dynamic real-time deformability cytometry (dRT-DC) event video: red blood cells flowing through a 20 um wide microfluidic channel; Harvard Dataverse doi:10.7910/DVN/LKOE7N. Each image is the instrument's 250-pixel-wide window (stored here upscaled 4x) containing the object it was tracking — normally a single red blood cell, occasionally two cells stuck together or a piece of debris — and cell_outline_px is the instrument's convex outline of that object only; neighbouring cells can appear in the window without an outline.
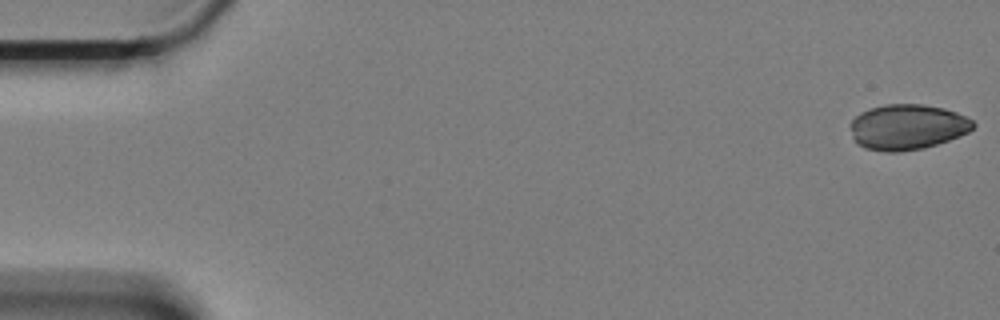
{"species": "Egyptian fruit bat (a non-hibernating species)", "species_latin": "Rousettus aegyptiacus", "temperature_condition": "cold", "stored_images_in_passage": 34, "camera_frame_rate_fps": 3000, "um_per_image_px": 0.085, "animal": {"sex": "female"}, "frame": {"image": 1, "passage_image": 1, "time_ms": 0.0, "image_size_px": [1000, 320], "cell_outline_px": [[976, 124], [968, 132], [948, 140], [924, 148], [900, 152], [884, 152], [864, 148], [856, 144], [852, 136], [848, 124], [860, 112], [868, 108], [884, 104], [924, 104], [944, 108], [956, 112], [972, 120]], "centroid_in_image_um": [77.07, 10.79], "position_along_channel_um": 7.9, "area_um2": 32.83}}
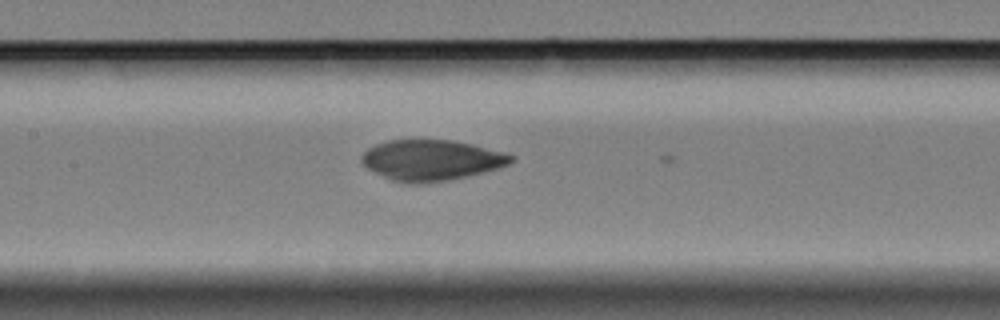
{"frame": {"image": 2, "passage_image": 28, "time_ms": 9.0, "image_size_px": [1000, 320], "cell_outline_px": [[516, 156], [508, 164], [496, 168], [464, 176], [444, 180], [412, 184], [408, 184], [392, 180], [368, 168], [360, 160], [360, 156], [368, 148], [376, 144], [388, 140], [452, 140], [472, 144]], "centroid_in_image_um": [36.61, 13.6], "position_along_channel_um": 170.8, "area_um2": 34.74}}
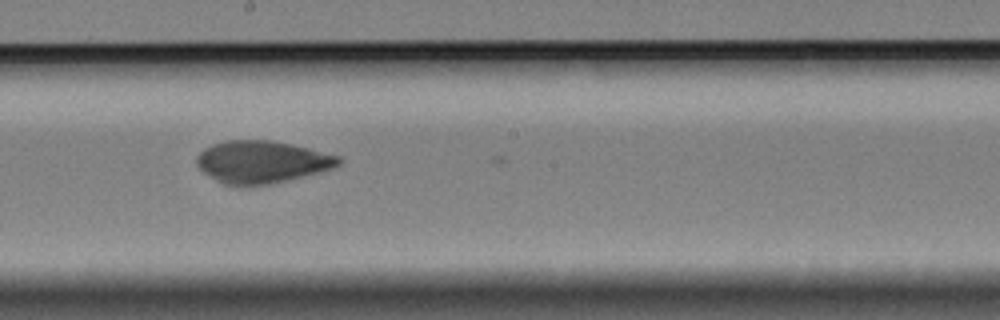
{"frame": {"image": 3, "passage_image": 33, "time_ms": 10.667, "image_size_px": [1000, 320], "cell_outline_px": [[344, 160], [340, 164], [332, 168], [320, 172], [268, 184], [224, 184], [216, 180], [204, 172], [196, 164], [196, 156], [204, 148], [212, 144], [228, 140], [272, 140], [308, 148], [340, 156]], "centroid_in_image_um": [22.26, 13.74], "position_along_channel_um": 225.9, "area_um2": 34.56}}